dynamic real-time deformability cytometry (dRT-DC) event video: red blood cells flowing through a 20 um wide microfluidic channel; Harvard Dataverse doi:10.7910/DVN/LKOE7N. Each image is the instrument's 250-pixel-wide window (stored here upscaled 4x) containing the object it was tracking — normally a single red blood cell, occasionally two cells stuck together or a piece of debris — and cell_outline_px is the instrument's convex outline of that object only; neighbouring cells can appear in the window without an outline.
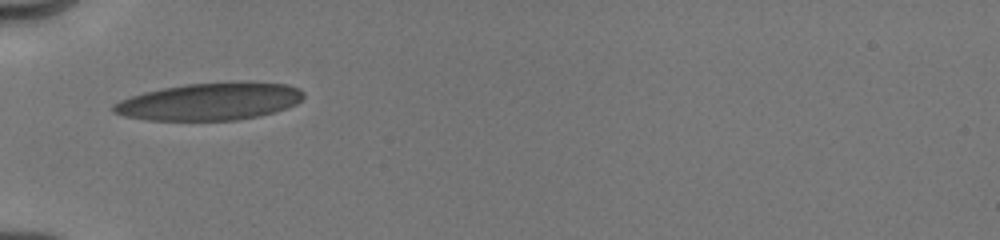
{"species": "human", "species_latin": "Homo sapiens", "temperature_condition": "cold", "stored_images_in_passage": 68, "camera_frame_rate_fps": 3000, "um_per_image_px": 0.085, "donor": {"sex": "male"}, "frame": {"image": 1, "passage_image": 1, "time_ms": 0.0, "image_size_px": [1000, 240], "cell_outline_px": [[304, 96], [296, 104], [288, 108], [260, 116], [236, 120], [148, 120], [124, 116], [112, 112], [112, 104], [120, 100], [144, 92], [184, 84], [236, 80], [252, 80], [288, 84], [300, 88], [304, 92]], "centroid_in_image_um": [17.9, 8.6], "position_along_channel_um": 67.1, "area_um2": 42.25}}
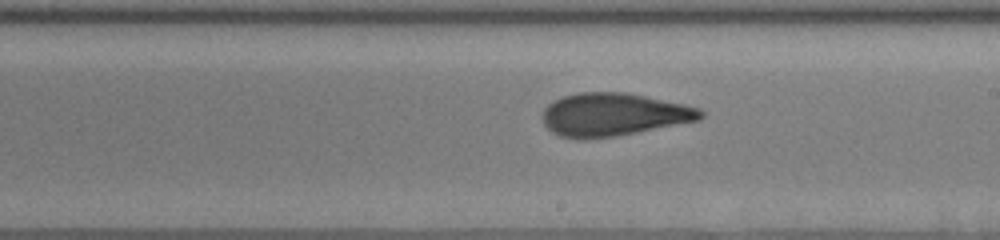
{"frame": {"image": 2, "passage_image": 29, "time_ms": 4.333, "image_size_px": [1000, 240], "cell_outline_px": [[704, 116], [700, 120], [636, 132], [612, 136], [580, 140], [560, 136], [552, 132], [544, 124], [540, 116], [544, 108], [552, 100], [564, 96], [580, 92], [624, 92], [684, 104], [700, 108], [704, 112]], "centroid_in_image_um": [52.11, 9.74], "position_along_channel_um": 236.9, "area_um2": 39.59}}
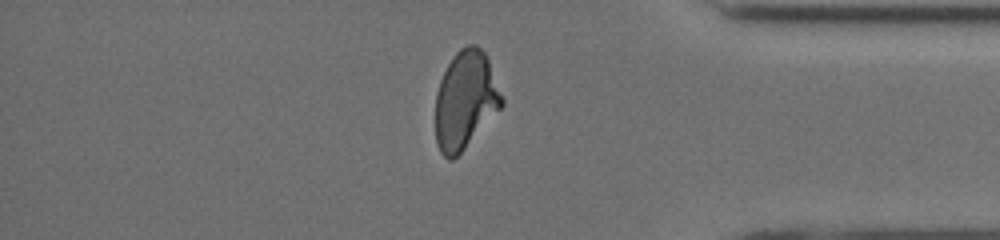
{"frame": {"image": 3, "passage_image": 58, "time_ms": 8.667, "image_size_px": [1000, 240], "cell_outline_px": [[504, 104], [464, 148], [452, 160], [448, 160], [440, 152], [436, 140], [436, 92], [440, 80], [448, 64], [456, 52], [460, 48], [468, 44], [476, 44], [484, 52], [488, 60], [504, 100]], "centroid_in_image_um": [39.54, 8.49], "position_along_channel_um": 395.7, "area_um2": 37.34}, "authors_computed_cell_mechanics": {"area_um2": 39.3618, "velocity_mm_per_s": 4.0236, "shape_relaxation_time_tau1_ms": 4.906, "shape_relaxation_time_tau2_ms": 1.6638, "deformation_change_tau1": 0.1693, "deformation_change_tau2": 0.087}}